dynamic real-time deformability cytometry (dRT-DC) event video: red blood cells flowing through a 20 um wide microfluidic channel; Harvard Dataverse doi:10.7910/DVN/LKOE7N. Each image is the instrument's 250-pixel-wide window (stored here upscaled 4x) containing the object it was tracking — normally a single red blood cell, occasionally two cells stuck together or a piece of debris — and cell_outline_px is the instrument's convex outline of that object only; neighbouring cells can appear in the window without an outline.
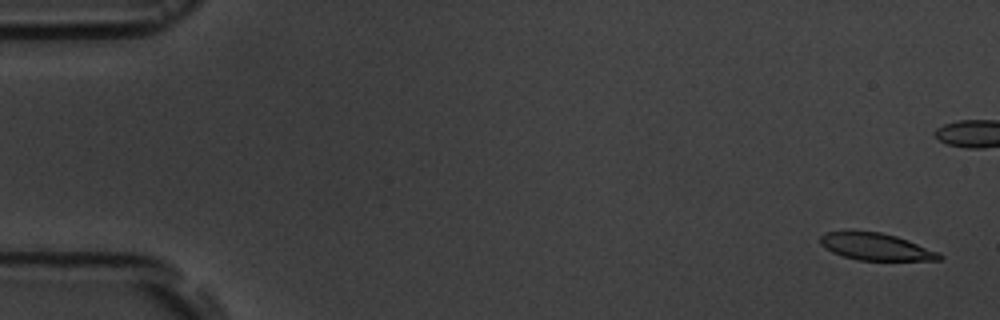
{"species": "common noctule bat (a hibernating species)", "species_latin": "Nyctalus noctula", "temperature_condition": "room temperature", "stored_images_in_passage": 6, "camera_frame_rate_fps": 3000, "um_per_image_px": 0.085, "animal": {"sex": "male", "body_mass_g": 19.5, "forearm_length_mm": 54.6}, "frame": {"image": 1, "passage_image": 1, "time_ms": 0.0, "image_size_px": [1000, 320], "cell_outline_px": [[944, 256], [940, 260], [856, 260], [832, 252], [820, 244], [820, 236], [828, 232], [880, 232], [896, 236], [908, 240], [940, 252]], "centroid_in_image_um": [74.5, 20.99], "position_along_channel_um": 10.5, "area_um2": 18.55}}
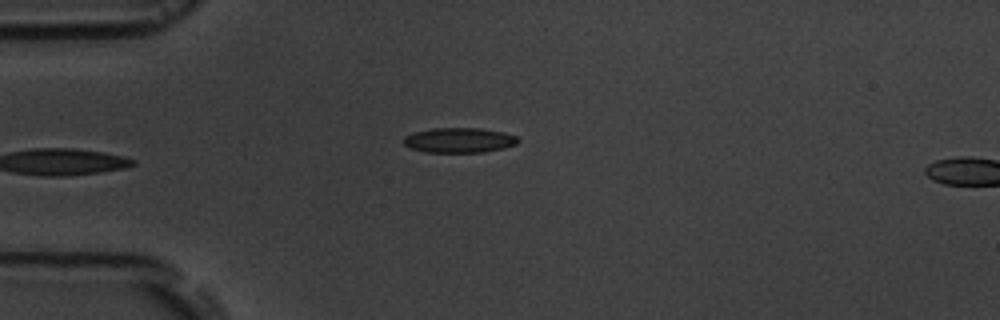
{"frame": {"image": 2, "passage_image": 6, "time_ms": 5.667, "image_size_px": [1000, 320], "cell_outline_px": [[520, 140], [516, 144], [504, 148], [484, 152], [424, 152], [408, 148], [404, 144], [404, 136], [416, 132], [432, 128], [480, 128], [504, 132], [516, 136]], "centroid_in_image_um": [39.03, 11.92], "position_along_channel_um": 46.0, "area_um2": 16.7}}